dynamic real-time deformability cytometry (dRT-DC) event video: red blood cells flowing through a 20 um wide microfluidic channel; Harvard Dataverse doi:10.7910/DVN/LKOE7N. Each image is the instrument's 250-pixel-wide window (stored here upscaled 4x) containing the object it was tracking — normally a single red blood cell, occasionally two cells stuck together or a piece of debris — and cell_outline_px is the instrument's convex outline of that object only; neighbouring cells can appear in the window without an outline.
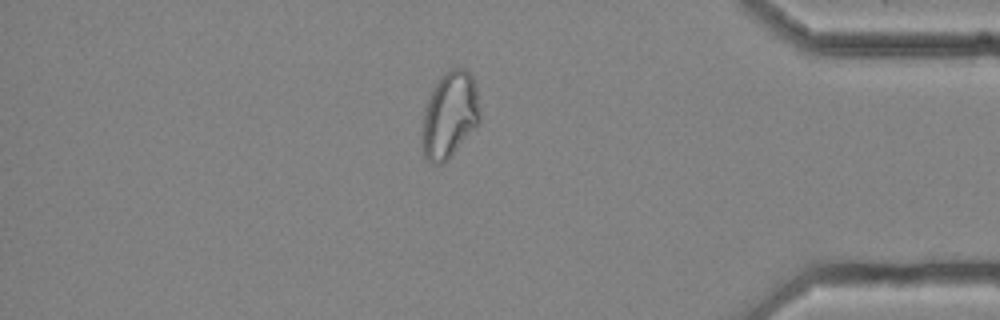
{"species": "common noctule bat (a hibernating species)", "species_latin": "Nyctalus noctula", "temperature_condition": "cold", "stored_images_in_passage": 56, "camera_frame_rate_fps": 3000, "um_per_image_px": 0.085, "animal": {"sex": "female", "body_mass_g": 25.1}, "frame": {"image": 1, "passage_image": 48, "time_ms": 15.667, "image_size_px": [1000, 320], "cell_outline_px": [[480, 120], [476, 128], [448, 160], [440, 164], [432, 164], [424, 156], [420, 132], [424, 112], [428, 100], [440, 76], [444, 72], [452, 68], [464, 68], [472, 76], [476, 88], [480, 112]], "centroid_in_image_um": [38.21, 9.81], "position_along_channel_um": 397.0, "area_um2": 29.25}, "authors_computed_cell_mechanics": {"area_um2": 29.478, "velocity_mm_per_s": 3.6267, "shape_relaxation_time_tau1_ms": null, "shape_relaxation_time_tau2_ms": 1.9836, "deformation_change_tau1": null, "deformation_change_tau2": 0.0852}}